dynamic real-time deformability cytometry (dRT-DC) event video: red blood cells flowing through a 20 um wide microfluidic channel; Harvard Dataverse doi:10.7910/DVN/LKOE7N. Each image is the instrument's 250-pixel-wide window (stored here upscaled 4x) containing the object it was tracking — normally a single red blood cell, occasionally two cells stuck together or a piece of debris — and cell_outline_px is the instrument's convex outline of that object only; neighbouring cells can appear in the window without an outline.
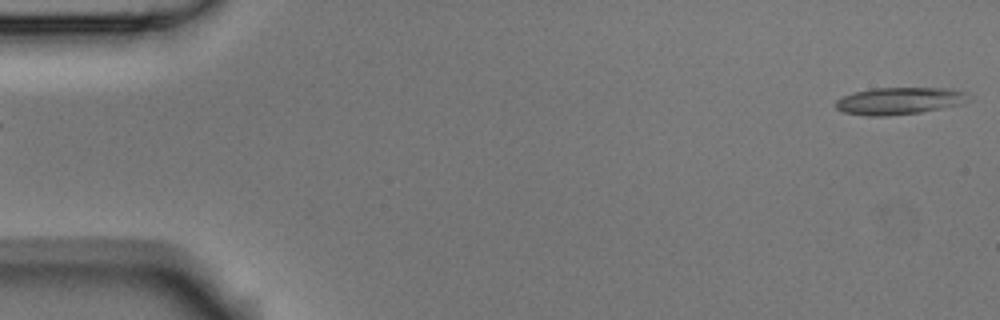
{"species": "Egyptian fruit bat (a non-hibernating species)", "species_latin": "Rousettus aegyptiacus", "temperature_condition": "room temperature", "stored_images_in_passage": 5, "segment_of_instrument_passage": [2, 2], "camera_frame_rate_fps": 3000, "um_per_image_px": 0.085, "animal": {"sex": "male"}, "frame": {"image": 1, "passage_image": 5, "time_ms": 1.333, "image_size_px": [1000, 320], "cell_outline_px": [[972, 100], [960, 104], [920, 112], [888, 116], [864, 116], [844, 112], [836, 108], [836, 100], [852, 92], [872, 88], [952, 88], [968, 92]], "centroid_in_image_um": [76.48, 8.56], "position_along_channel_um": 8.5, "area_um2": 21.21}}